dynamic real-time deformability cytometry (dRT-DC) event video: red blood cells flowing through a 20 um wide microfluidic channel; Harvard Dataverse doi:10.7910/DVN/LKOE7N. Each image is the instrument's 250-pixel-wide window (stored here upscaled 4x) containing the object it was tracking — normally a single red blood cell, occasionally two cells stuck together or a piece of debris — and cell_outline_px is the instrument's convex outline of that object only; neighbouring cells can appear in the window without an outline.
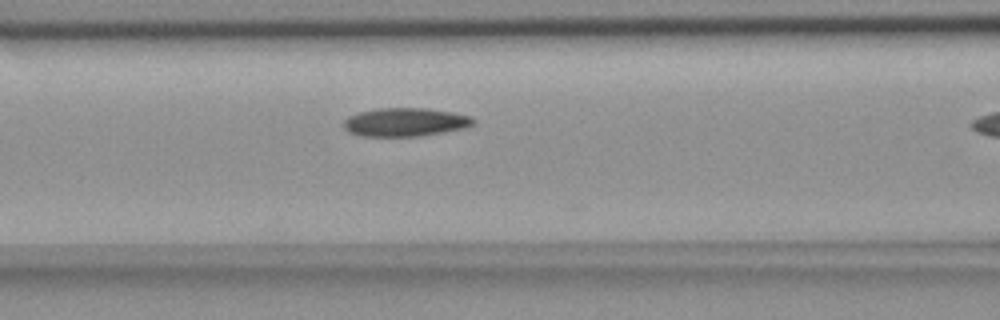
{"species": "common noctule bat (a hibernating species)", "species_latin": "Nyctalus noctula", "temperature_condition": "room temperature", "stored_images_in_passage": 10, "camera_frame_rate_fps": 3000, "um_per_image_px": 0.085, "animal": {"sex": "female", "body_mass_g": 18.4}, "frame": {"image": 1, "passage_image": 9, "time_ms": 2.667, "image_size_px": [1000, 320], "cell_outline_px": [[476, 120], [472, 124], [464, 128], [420, 136], [360, 136], [348, 132], [344, 128], [344, 120], [348, 116], [360, 112], [376, 108], [428, 108], [452, 112], [472, 116]], "centroid_in_image_um": [34.43, 10.37], "position_along_channel_um": 132.2, "area_um2": 21.56}}